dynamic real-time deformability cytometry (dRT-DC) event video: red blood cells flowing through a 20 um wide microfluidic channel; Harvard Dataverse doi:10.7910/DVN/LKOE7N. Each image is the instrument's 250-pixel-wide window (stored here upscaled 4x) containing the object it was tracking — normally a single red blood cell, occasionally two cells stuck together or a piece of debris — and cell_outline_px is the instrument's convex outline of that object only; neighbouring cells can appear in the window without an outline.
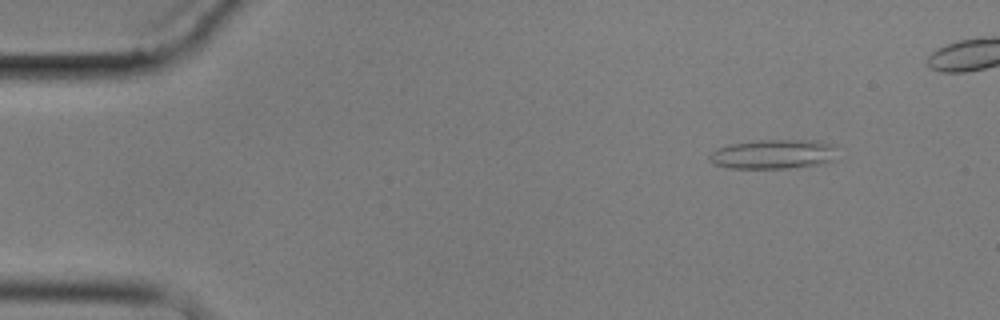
{"species": "common noctule bat (a hibernating species)", "species_latin": "Nyctalus noctula", "temperature_condition": "cold", "stored_images_in_passage": 7, "segment_of_instrument_passage": [1, 2], "camera_frame_rate_fps": 3000, "um_per_image_px": 0.085, "animal": {"sex": "male", "body_mass_g": 17.9}, "frame": {"image": 1, "passage_image": 2, "time_ms": 1.0, "image_size_px": [1000, 320], "cell_outline_px": [[832, 160], [820, 164], [788, 168], [728, 168], [716, 164], [708, 160], [708, 156], [712, 152], [728, 144], [760, 140], [820, 140], [832, 144]], "centroid_in_image_um": [65.68, 13.1], "position_along_channel_um": 19.3, "area_um2": 21.62}}
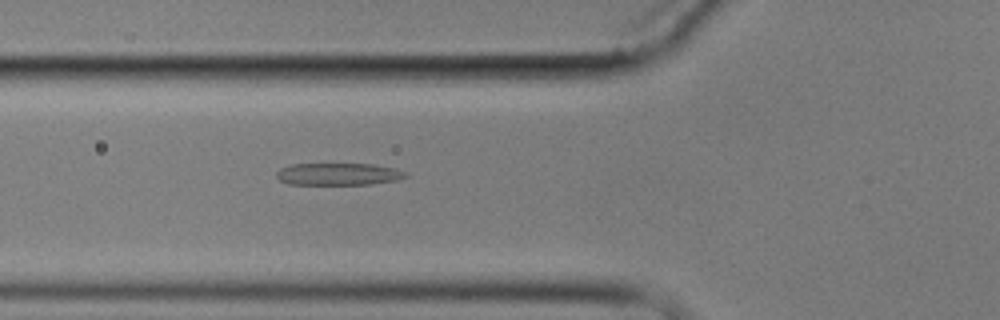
{"frame": {"image": 2, "passage_image": 6, "time_ms": 5.667, "image_size_px": [1000, 320], "cell_outline_px": [[408, 176], [396, 180], [368, 184], [288, 184], [280, 180], [276, 176], [276, 172], [280, 168], [292, 164], [372, 164], [392, 168], [408, 172]], "centroid_in_image_um": [28.74, 14.79], "position_along_channel_um": 97.1, "area_um2": 16.53}}